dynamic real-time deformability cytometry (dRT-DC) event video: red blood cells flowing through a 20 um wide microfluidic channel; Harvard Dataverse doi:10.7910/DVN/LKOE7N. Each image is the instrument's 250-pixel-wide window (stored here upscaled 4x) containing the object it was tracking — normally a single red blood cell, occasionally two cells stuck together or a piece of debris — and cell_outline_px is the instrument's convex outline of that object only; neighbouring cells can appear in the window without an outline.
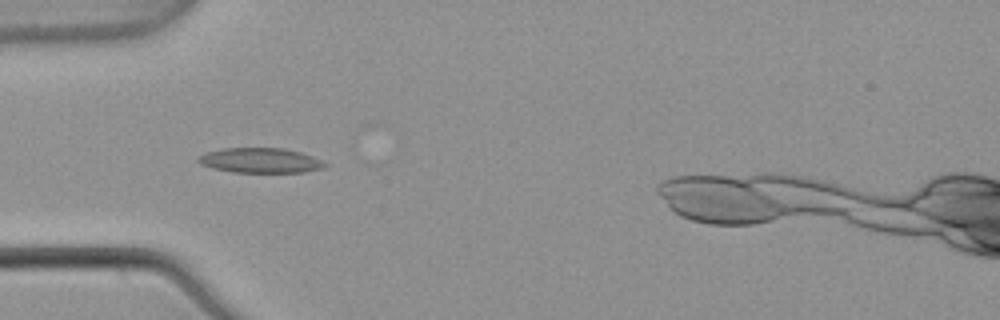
{"species": "common noctule bat (a hibernating species)", "species_latin": "Nyctalus noctula", "temperature_condition": "warm", "stored_images_in_passage": 5, "camera_frame_rate_fps": 3000, "um_per_image_px": 0.085, "animal": {"sex": "male", "body_mass_g": 21.5, "forearm_length_mm": 52.0}, "frame": {"image": 1, "passage_image": 3, "time_ms": 0.667, "image_size_px": [1000, 320], "cell_outline_px": [[328, 164], [324, 168], [304, 172], [232, 172], [212, 168], [200, 164], [196, 160], [200, 156], [208, 152], [224, 148], [284, 148], [300, 152], [312, 156]], "centroid_in_image_um": [22.14, 13.64], "position_along_channel_um": 62.9, "area_um2": 18.32}}
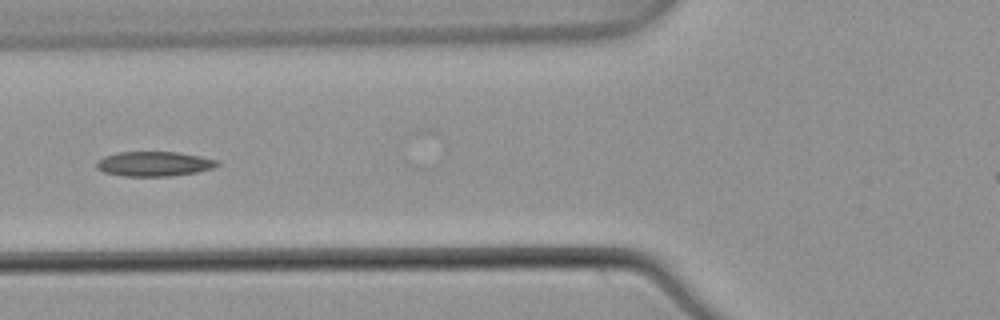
{"frame": {"image": 2, "passage_image": 4, "time_ms": 1.0, "image_size_px": [1000, 320], "cell_outline_px": [[220, 164], [212, 168], [196, 172], [172, 176], [124, 176], [104, 172], [96, 168], [96, 160], [104, 156], [120, 152], [176, 152], [200, 156], [216, 160]], "centroid_in_image_um": [13.06, 13.93], "position_along_channel_um": 112.7, "area_um2": 17.34}}
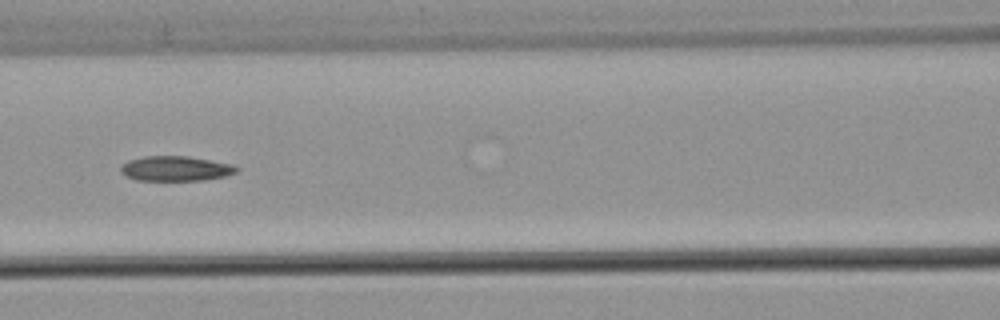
{"frame": {"image": 3, "passage_image": 5, "time_ms": 1.333, "image_size_px": [1000, 320], "cell_outline_px": [[240, 168], [236, 172], [224, 176], [204, 180], [136, 180], [124, 176], [120, 172], [120, 168], [128, 160], [144, 156], [188, 156], [232, 164]], "centroid_in_image_um": [14.91, 14.32], "position_along_channel_um": 151.7, "area_um2": 16.82}}